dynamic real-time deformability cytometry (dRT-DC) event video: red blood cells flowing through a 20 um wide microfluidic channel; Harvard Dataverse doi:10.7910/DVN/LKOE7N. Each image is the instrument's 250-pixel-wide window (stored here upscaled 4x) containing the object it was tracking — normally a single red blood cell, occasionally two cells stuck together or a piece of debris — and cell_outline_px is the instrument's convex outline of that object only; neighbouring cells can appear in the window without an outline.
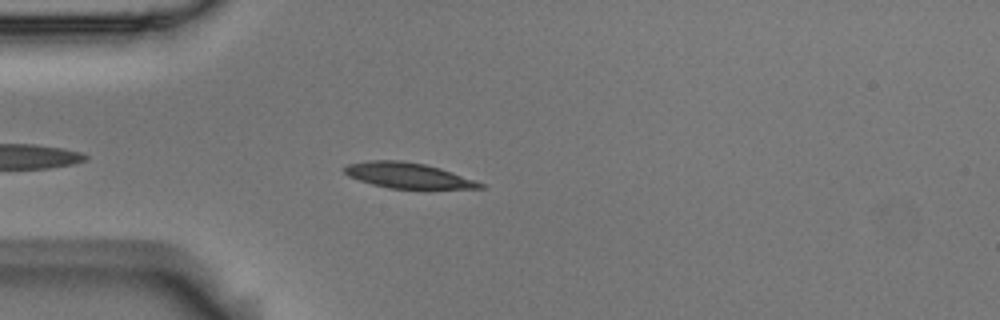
{"species": "Egyptian fruit bat (a non-hibernating species)", "species_latin": "Rousettus aegyptiacus", "temperature_condition": "room temperature", "stored_images_in_passage": 5, "camera_frame_rate_fps": 3000, "um_per_image_px": 0.085, "animal": {"sex": "male"}, "frame": {"image": 1, "passage_image": 5, "time_ms": 1.333, "image_size_px": [1000, 320], "cell_outline_px": [[484, 188], [388, 188], [372, 184], [348, 176], [340, 168], [348, 164], [368, 160], [400, 160], [424, 164], [440, 168], [452, 172], [484, 184]], "centroid_in_image_um": [34.59, 14.9], "position_along_channel_um": 50.4, "area_um2": 19.88}}